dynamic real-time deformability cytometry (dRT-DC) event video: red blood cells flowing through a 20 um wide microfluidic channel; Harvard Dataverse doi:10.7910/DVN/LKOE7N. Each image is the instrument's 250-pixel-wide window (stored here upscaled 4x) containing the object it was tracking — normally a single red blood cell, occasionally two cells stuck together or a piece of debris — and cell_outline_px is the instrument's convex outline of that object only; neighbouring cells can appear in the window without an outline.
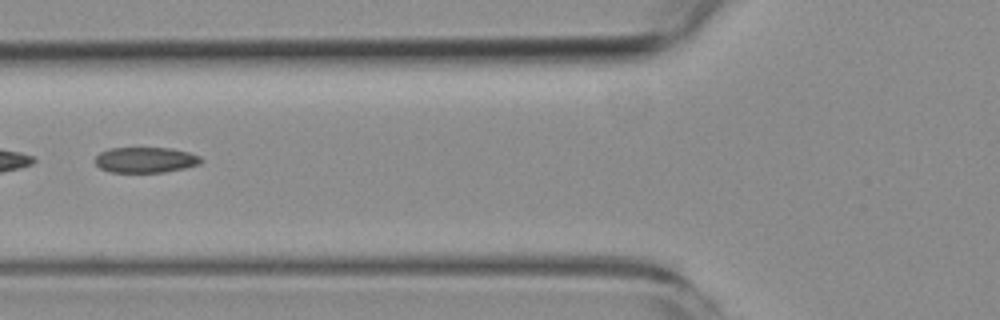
{"species": "common noctule bat (a hibernating species)", "species_latin": "Nyctalus noctula", "temperature_condition": "room temperature", "stored_images_in_passage": 12, "segment_of_instrument_passage": [2, 2], "camera_frame_rate_fps": 3000, "um_per_image_px": 0.085, "animal": {"sex": "female", "body_mass_g": 19.3, "forearm_length_mm": 54.1}, "frame": {"image": 1, "passage_image": 4, "time_ms": 3.667, "image_size_px": [1000, 320], "cell_outline_px": [[204, 160], [200, 164], [184, 168], [164, 172], [112, 172], [100, 168], [92, 160], [100, 152], [108, 148], [172, 148], [188, 152], [200, 156]], "centroid_in_image_um": [12.36, 13.59], "position_along_channel_um": 113.4, "area_um2": 15.9}}
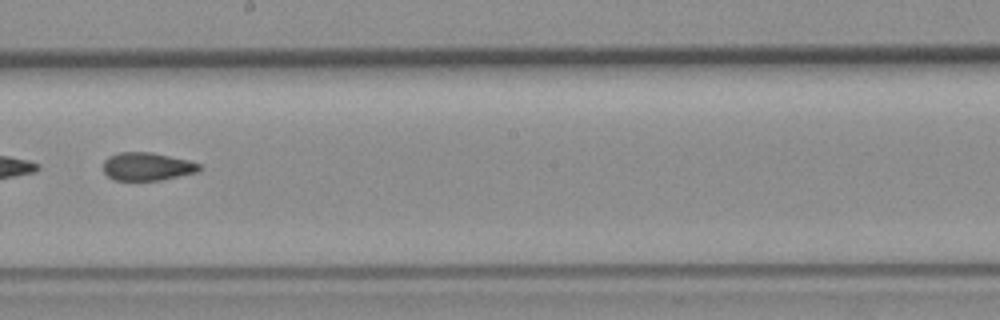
{"frame": {"image": 2, "passage_image": 7, "time_ms": 7.0, "image_size_px": [1000, 320], "cell_outline_px": [[200, 168], [196, 172], [160, 180], [112, 180], [104, 172], [104, 160], [108, 156], [120, 152], [152, 152], [188, 160], [200, 164]], "centroid_in_image_um": [12.47, 14.15], "position_along_channel_um": 235.7, "area_um2": 15.61}}
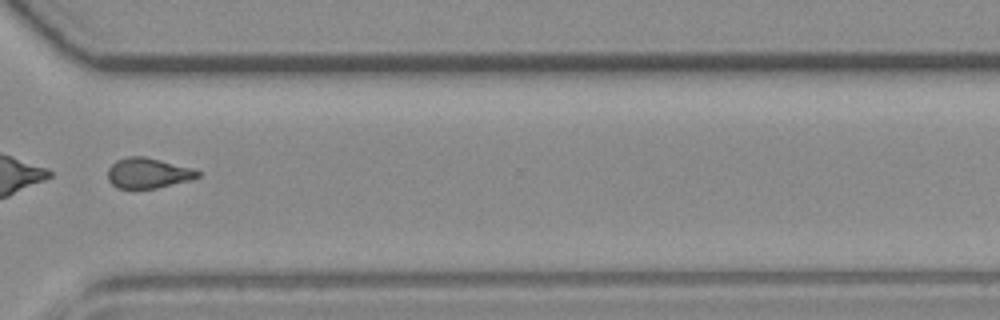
{"frame": {"image": 3, "passage_image": 10, "time_ms": 10.333, "image_size_px": [1000, 320], "cell_outline_px": [[200, 176], [192, 180], [156, 188], [116, 188], [108, 180], [108, 168], [116, 160], [128, 156], [144, 156], [192, 168], [200, 172]], "centroid_in_image_um": [12.58, 14.71], "position_along_channel_um": 358.0, "area_um2": 15.9}}